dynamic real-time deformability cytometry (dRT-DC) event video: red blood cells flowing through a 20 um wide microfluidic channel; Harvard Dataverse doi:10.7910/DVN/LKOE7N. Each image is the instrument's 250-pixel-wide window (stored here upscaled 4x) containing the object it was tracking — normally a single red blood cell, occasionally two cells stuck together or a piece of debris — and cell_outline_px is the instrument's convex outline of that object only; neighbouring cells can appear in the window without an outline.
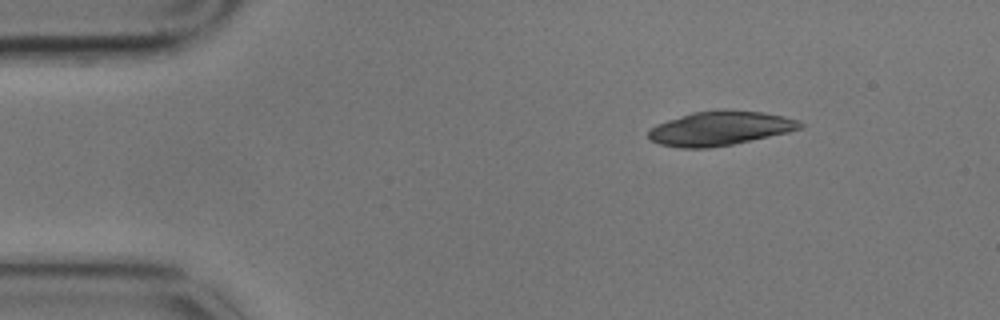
{"species": "common noctule bat (a hibernating species)", "species_latin": "Nyctalus noctula", "temperature_condition": "cold", "stored_images_in_passage": 5, "segment_of_instrument_passage": [1, 2], "camera_frame_rate_fps": 3000, "um_per_image_px": 0.085, "animal": {"sex": "male", "body_mass_g": 17.9}, "frame": {"image": 1, "passage_image": 2, "time_ms": 0.333, "image_size_px": [1000, 320], "cell_outline_px": [[804, 128], [788, 132], [732, 144], [708, 148], [680, 148], [660, 144], [652, 140], [648, 136], [648, 132], [656, 124], [692, 112], [724, 108], [760, 112], [784, 116], [800, 120], [804, 124]], "centroid_in_image_um": [61.24, 10.89], "position_along_channel_um": 23.8, "area_um2": 30.35}}